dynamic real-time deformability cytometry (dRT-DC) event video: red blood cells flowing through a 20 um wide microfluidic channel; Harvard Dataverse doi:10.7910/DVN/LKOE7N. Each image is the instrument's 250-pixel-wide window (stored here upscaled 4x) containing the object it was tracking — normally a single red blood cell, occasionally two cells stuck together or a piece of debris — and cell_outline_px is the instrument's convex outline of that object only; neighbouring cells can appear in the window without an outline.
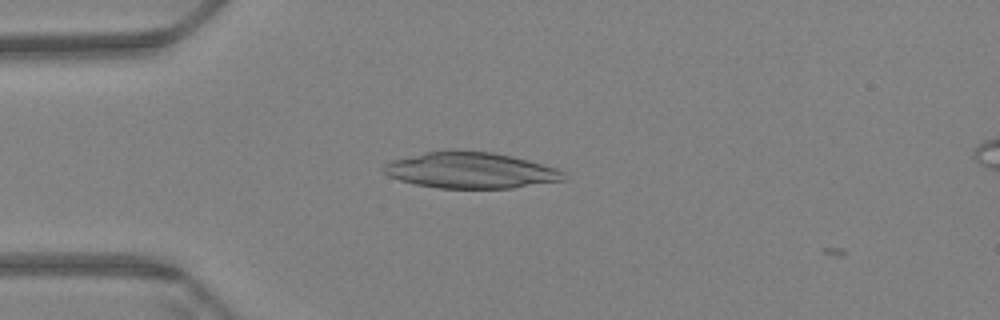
{"species": "Egyptian fruit bat (a non-hibernating species)", "species_latin": "Rousettus aegyptiacus", "temperature_condition": "warm", "stored_images_in_passage": 4, "camera_frame_rate_fps": 3000, "um_per_image_px": 0.085, "animal": {"sex": "female"}, "frame": {"image": 1, "passage_image": 3, "time_ms": 0.667, "image_size_px": [1000, 320], "cell_outline_px": [[564, 180], [512, 188], [440, 188], [416, 184], [400, 180], [388, 176], [384, 172], [384, 164], [392, 160], [424, 152], [492, 152], [512, 156], [528, 160], [556, 168], [564, 172]], "centroid_in_image_um": [40.0, 14.5], "position_along_channel_um": 45.0, "area_um2": 37.05}}